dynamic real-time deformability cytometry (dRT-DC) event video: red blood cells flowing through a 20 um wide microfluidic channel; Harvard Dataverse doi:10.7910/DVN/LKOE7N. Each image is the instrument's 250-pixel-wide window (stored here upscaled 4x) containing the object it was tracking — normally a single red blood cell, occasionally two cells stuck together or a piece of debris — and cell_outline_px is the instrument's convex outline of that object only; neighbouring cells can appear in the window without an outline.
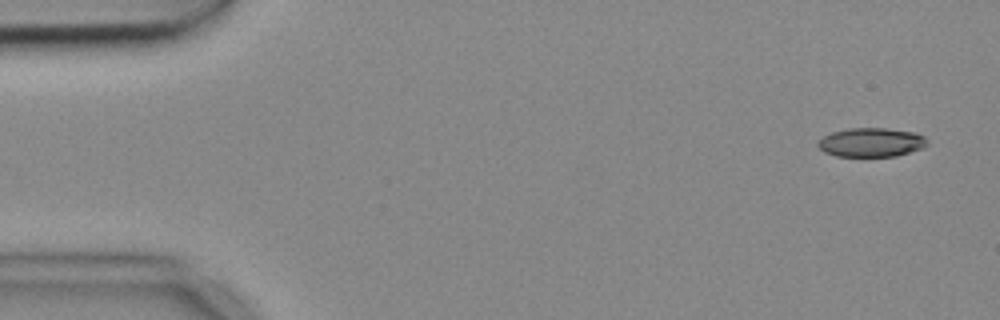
{"species": "common noctule bat (a hibernating species)", "species_latin": "Nyctalus noctula", "temperature_condition": "cold", "stored_images_in_passage": 5, "camera_frame_rate_fps": 3000, "um_per_image_px": 0.085, "animal": {"sex": "female", "body_mass_g": 18.4}, "frame": {"image": 1, "passage_image": 1, "time_ms": 0.0, "image_size_px": [1000, 320], "cell_outline_px": [[928, 144], [924, 148], [896, 156], [836, 156], [824, 152], [816, 144], [824, 136], [832, 132], [848, 128], [888, 128], [916, 132], [924, 136], [928, 140]], "centroid_in_image_um": [74.1, 12.09], "position_along_channel_um": 10.9, "area_um2": 18.61}}
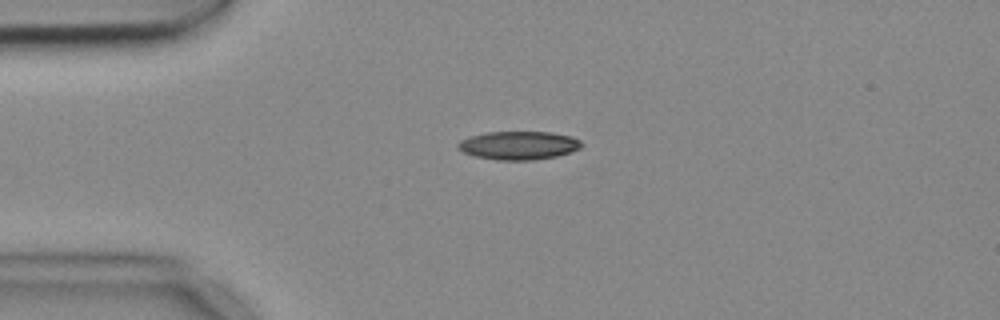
{"frame": {"image": 2, "passage_image": 4, "time_ms": 1.0, "image_size_px": [1000, 320], "cell_outline_px": [[584, 144], [580, 148], [556, 156], [536, 160], [496, 160], [476, 156], [464, 152], [456, 148], [456, 144], [460, 140], [472, 136], [488, 132], [552, 132], [572, 136], [580, 140]], "centroid_in_image_um": [44.09, 12.36], "position_along_channel_um": 40.9, "area_um2": 20.46}}